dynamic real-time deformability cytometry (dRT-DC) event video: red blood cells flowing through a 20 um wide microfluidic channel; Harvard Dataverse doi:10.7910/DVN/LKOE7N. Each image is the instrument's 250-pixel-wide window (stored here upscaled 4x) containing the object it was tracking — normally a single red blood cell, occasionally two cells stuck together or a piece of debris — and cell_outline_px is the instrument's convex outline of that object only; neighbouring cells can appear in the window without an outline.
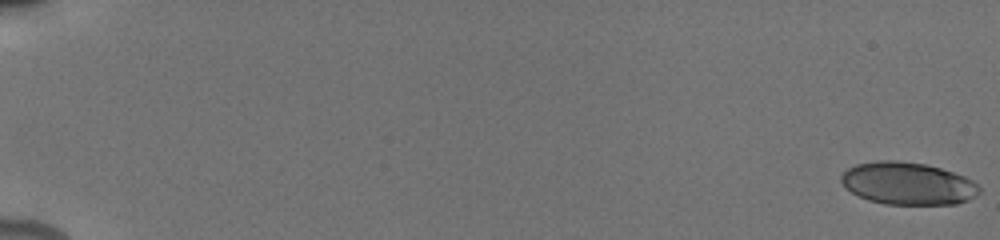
{"species": "human", "species_latin": "Homo sapiens", "temperature_condition": "cold", "stored_images_in_passage": 46, "camera_frame_rate_fps": 3000, "um_per_image_px": 0.085, "donor": {"sex": "male"}, "frame": {"image": 1, "passage_image": 1, "time_ms": 0.0, "image_size_px": [1000, 240], "cell_outline_px": [[980, 192], [976, 196], [968, 200], [956, 204], [884, 204], [868, 200], [852, 192], [840, 180], [840, 176], [848, 168], [856, 164], [876, 160], [896, 160], [928, 164], [964, 176], [972, 180], [980, 188]], "centroid_in_image_um": [77.17, 15.59], "position_along_channel_um": 7.8, "area_um2": 34.16}}
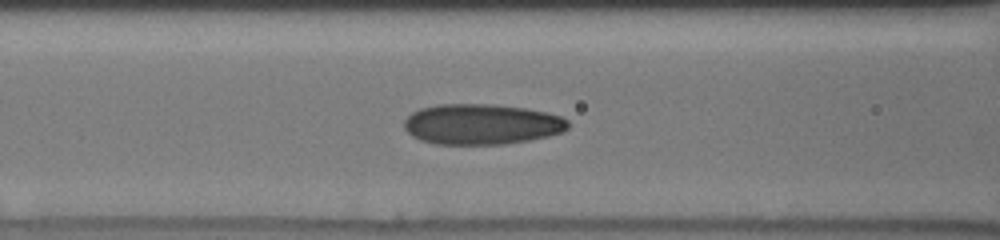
{"frame": {"image": 2, "passage_image": 18, "time_ms": 8.333, "image_size_px": [1000, 240], "cell_outline_px": [[568, 128], [564, 132], [548, 136], [528, 140], [504, 144], [436, 144], [420, 140], [412, 136], [404, 128], [404, 120], [412, 112], [420, 108], [436, 104], [492, 104], [524, 108], [548, 112], [560, 116], [568, 120]], "centroid_in_image_um": [40.93, 10.55], "position_along_channel_um": 125.7, "area_um2": 38.9}}
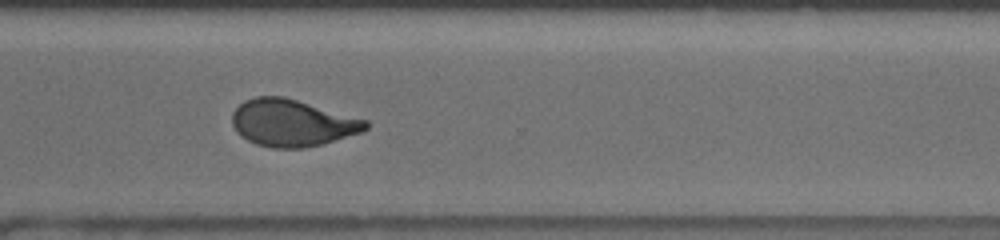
{"frame": {"image": 3, "passage_image": 36, "time_ms": 14.0, "image_size_px": [1000, 240], "cell_outline_px": [[368, 128], [360, 132], [320, 144], [304, 148], [272, 148], [256, 144], [240, 136], [236, 132], [232, 124], [232, 112], [244, 100], [256, 96], [284, 96], [368, 120]], "centroid_in_image_um": [24.79, 10.44], "position_along_channel_um": 345.8, "area_um2": 36.47}, "authors_computed_cell_mechanics": {"area_um2": 36.5585, "velocity_mm_per_s": 3.8935, "shape_relaxation_time_tau1_ms": 9.4147, "shape_relaxation_time_tau2_ms": 1.1333, "deformation_change_tau1": 0.2414, "deformation_change_tau2": 0.0767}}